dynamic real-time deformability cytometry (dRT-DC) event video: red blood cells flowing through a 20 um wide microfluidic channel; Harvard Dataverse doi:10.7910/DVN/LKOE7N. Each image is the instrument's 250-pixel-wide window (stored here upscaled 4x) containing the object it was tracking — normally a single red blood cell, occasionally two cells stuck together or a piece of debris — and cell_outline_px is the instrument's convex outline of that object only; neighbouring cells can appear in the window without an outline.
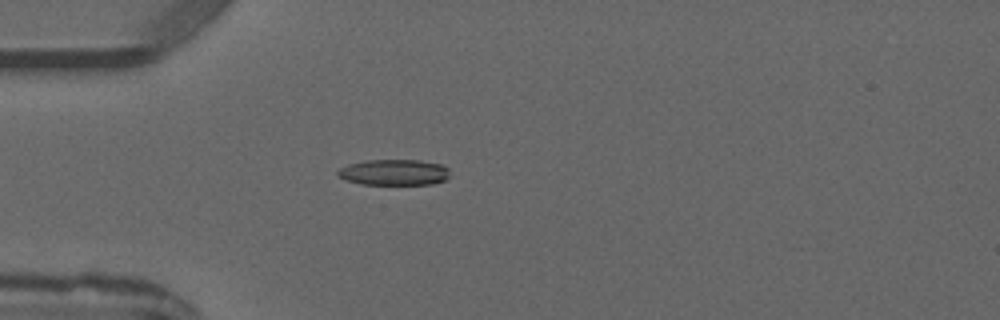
{"species": "common noctule bat (a hibernating species)", "species_latin": "Nyctalus noctula", "temperature_condition": "warm", "stored_images_in_passage": 4, "camera_frame_rate_fps": 3000, "um_per_image_px": 0.085, "animal": {"sex": "male", "forearm_length_mm": 52.5}, "frame": {"image": 1, "passage_image": 4, "time_ms": 3.333, "image_size_px": [1000, 320], "cell_outline_px": [[452, 176], [444, 180], [432, 184], [364, 184], [348, 180], [336, 176], [336, 172], [340, 168], [348, 164], [368, 160], [420, 160], [440, 164], [448, 168]], "centroid_in_image_um": [33.52, 14.64], "position_along_channel_um": 51.5, "area_um2": 16.94}}